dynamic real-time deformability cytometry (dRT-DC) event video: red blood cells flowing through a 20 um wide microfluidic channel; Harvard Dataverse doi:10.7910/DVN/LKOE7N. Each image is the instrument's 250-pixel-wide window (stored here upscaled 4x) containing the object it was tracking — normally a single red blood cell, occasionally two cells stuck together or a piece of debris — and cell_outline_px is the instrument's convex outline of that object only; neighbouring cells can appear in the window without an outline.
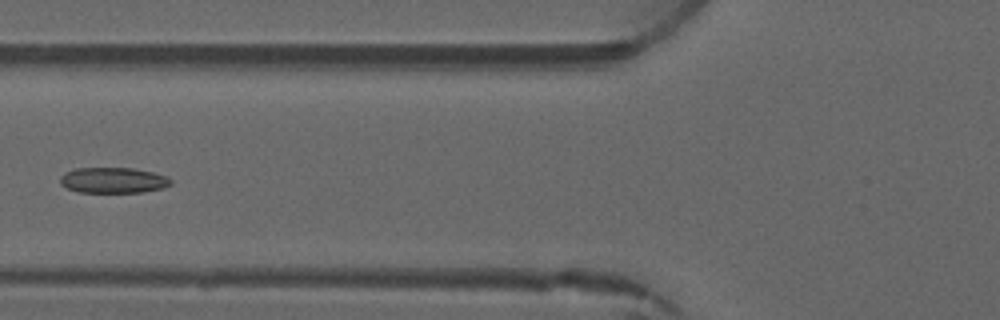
{"species": "common noctule bat (a hibernating species)", "species_latin": "Nyctalus noctula", "temperature_condition": "warm", "stored_images_in_passage": 6, "camera_frame_rate_fps": 3000, "um_per_image_px": 0.085, "animal": {"sex": "male", "forearm_length_mm": 52.5}, "frame": {"image": 1, "passage_image": 6, "time_ms": 5.667, "image_size_px": [1000, 320], "cell_outline_px": [[172, 184], [164, 188], [140, 192], [80, 192], [68, 188], [60, 184], [60, 176], [64, 172], [76, 168], [132, 168], [152, 172], [168, 176], [172, 180]], "centroid_in_image_um": [9.64, 15.32], "position_along_channel_um": 116.2, "area_um2": 16.59}}